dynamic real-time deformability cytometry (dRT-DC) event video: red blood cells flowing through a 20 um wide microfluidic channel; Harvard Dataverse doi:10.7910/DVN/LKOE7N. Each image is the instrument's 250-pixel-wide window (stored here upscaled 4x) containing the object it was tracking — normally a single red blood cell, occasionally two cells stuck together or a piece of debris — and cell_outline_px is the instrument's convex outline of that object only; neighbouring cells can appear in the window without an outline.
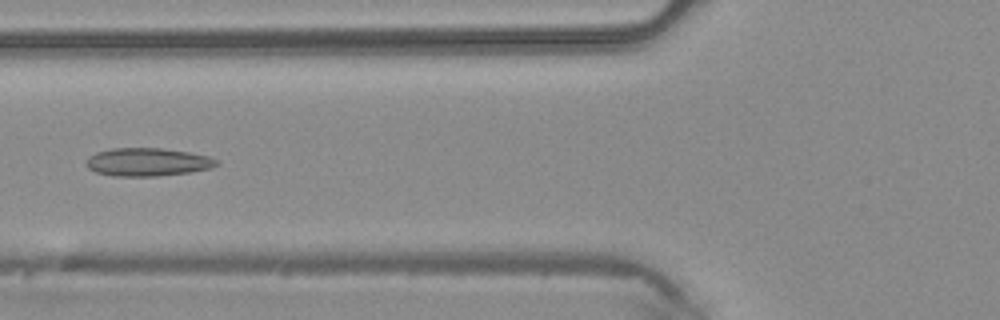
{"species": "common noctule bat (a hibernating species)", "species_latin": "Nyctalus noctula", "temperature_condition": "warm", "stored_images_in_passage": 14, "camera_frame_rate_fps": 3000, "um_per_image_px": 0.085, "animal": {"sex": "male", "body_mass_g": 20.4}, "frame": {"image": 1, "passage_image": 7, "time_ms": 2.0, "image_size_px": [1000, 320], "cell_outline_px": [[220, 164], [212, 168], [188, 172], [156, 176], [112, 176], [96, 172], [88, 168], [88, 156], [96, 152], [112, 148], [160, 148], [188, 152], [208, 156], [220, 160]], "centroid_in_image_um": [12.57, 13.77], "position_along_channel_um": 113.2, "area_um2": 21.33}}
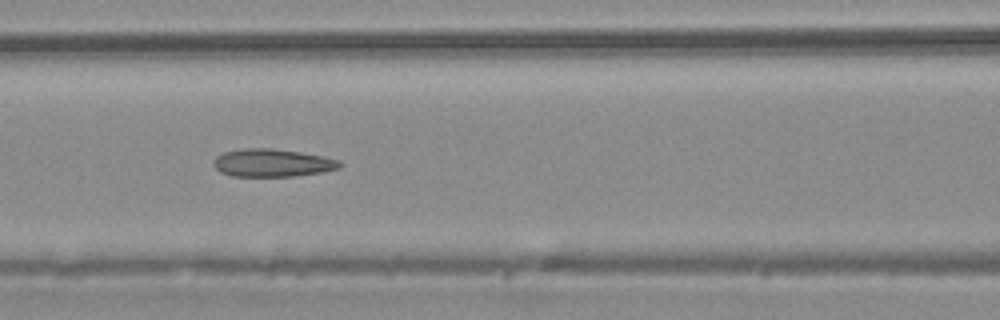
{"frame": {"image": 2, "passage_image": 9, "time_ms": 2.667, "image_size_px": [1000, 320], "cell_outline_px": [[344, 164], [340, 168], [324, 172], [292, 176], [232, 176], [220, 172], [212, 164], [212, 160], [216, 156], [224, 152], [248, 148], [272, 148], [300, 152], [324, 156], [340, 160]], "centroid_in_image_um": [23.17, 13.84], "position_along_channel_um": 143.4, "area_um2": 20.63}}
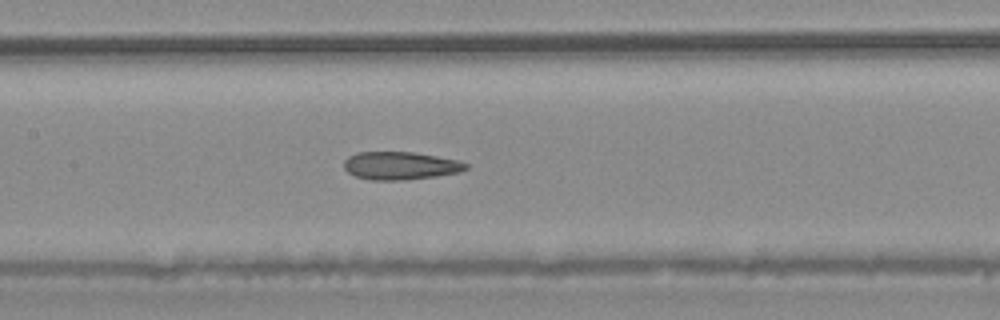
{"frame": {"image": 3, "passage_image": 11, "time_ms": 3.333, "image_size_px": [1000, 320], "cell_outline_px": [[468, 168], [460, 172], [436, 176], [404, 180], [372, 180], [356, 176], [348, 172], [344, 168], [344, 160], [348, 156], [356, 152], [412, 152], [460, 160], [468, 164]], "centroid_in_image_um": [34.04, 14.08], "position_along_channel_um": 173.4, "area_um2": 19.88}}